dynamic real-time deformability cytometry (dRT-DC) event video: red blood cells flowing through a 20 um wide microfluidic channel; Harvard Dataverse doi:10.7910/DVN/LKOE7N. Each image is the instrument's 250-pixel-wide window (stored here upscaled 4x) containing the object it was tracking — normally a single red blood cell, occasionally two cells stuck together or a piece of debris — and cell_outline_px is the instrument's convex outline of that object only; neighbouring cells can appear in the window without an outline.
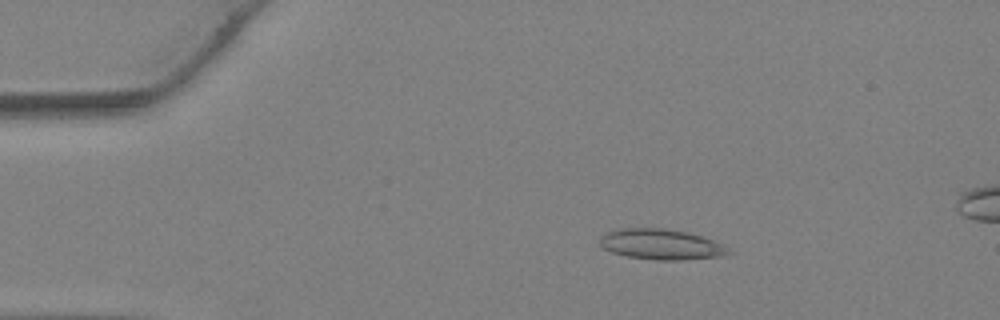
{"species": "Egyptian fruit bat (a non-hibernating species)", "species_latin": "Rousettus aegyptiacus", "temperature_condition": "warm", "stored_images_in_passage": 35, "camera_frame_rate_fps": 3000, "um_per_image_px": 0.085, "animal": {"sex": "female"}, "frame": {"image": 1, "passage_image": 6, "time_ms": 1.667, "image_size_px": [1000, 320], "cell_outline_px": [[732, 252], [720, 256], [680, 260], [656, 260], [628, 256], [612, 252], [604, 248], [600, 244], [600, 236], [608, 232], [620, 228], [664, 228], [688, 232], [704, 236], [720, 244]], "centroid_in_image_um": [56.17, 20.76], "position_along_channel_um": 28.8, "area_um2": 22.66}}
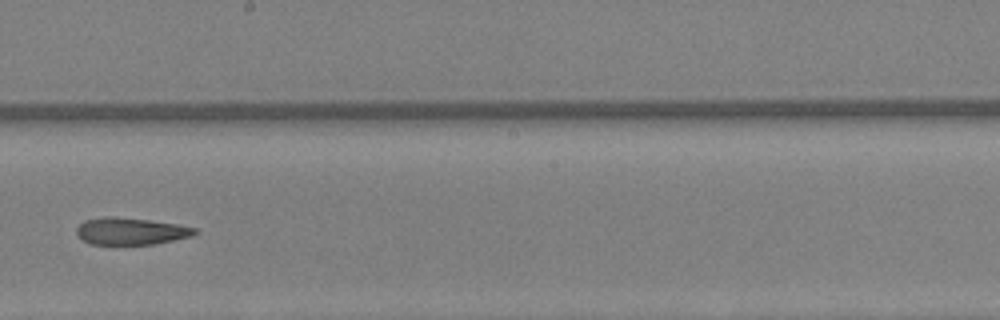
{"frame": {"image": 2, "passage_image": 21, "time_ms": 6.667, "image_size_px": [1000, 320], "cell_outline_px": [[200, 232], [192, 236], [156, 244], [92, 244], [84, 240], [76, 232], [76, 228], [84, 220], [104, 216], [112, 216], [148, 220], [176, 224], [196, 228]], "centroid_in_image_um": [11.14, 19.65], "position_along_channel_um": 237.1, "area_um2": 18.55}}
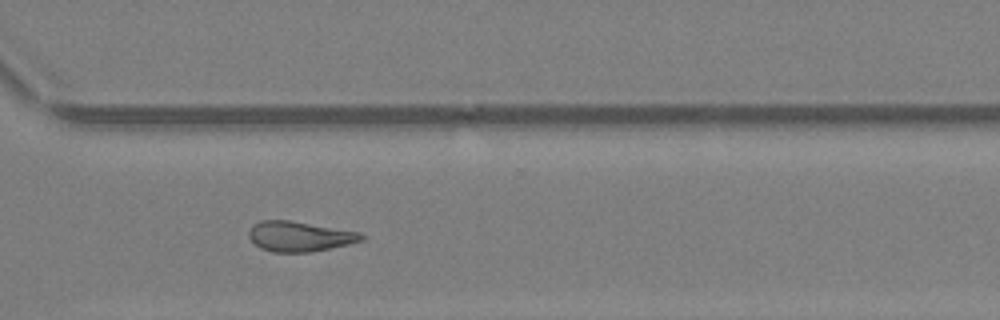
{"frame": {"image": 3, "passage_image": 27, "time_ms": 8.667, "image_size_px": [1000, 320], "cell_outline_px": [[368, 236], [364, 240], [348, 244], [308, 252], [272, 252], [260, 248], [248, 236], [248, 232], [252, 224], [260, 220], [292, 220], [360, 232]], "centroid_in_image_um": [25.47, 20.08], "position_along_channel_um": 345.1, "area_um2": 19.88}}